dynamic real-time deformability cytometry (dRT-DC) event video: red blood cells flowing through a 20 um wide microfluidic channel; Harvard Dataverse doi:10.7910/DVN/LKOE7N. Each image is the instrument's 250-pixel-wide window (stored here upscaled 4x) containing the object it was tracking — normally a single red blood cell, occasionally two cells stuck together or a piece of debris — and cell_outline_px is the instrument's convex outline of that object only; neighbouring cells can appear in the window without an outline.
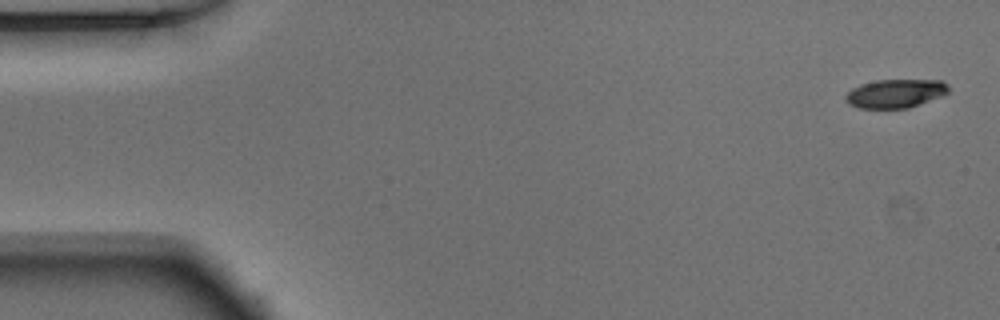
{"species": "Egyptian fruit bat (a non-hibernating species)", "species_latin": "Rousettus aegyptiacus", "temperature_condition": "warm", "stored_images_in_passage": 51, "camera_frame_rate_fps": 3000, "um_per_image_px": 0.085, "animal": {"sex": "male"}, "frame": {"image": 1, "passage_image": 1, "time_ms": 0.0, "image_size_px": [1000, 320], "cell_outline_px": [[948, 92], [940, 96], [908, 108], [860, 108], [848, 104], [844, 100], [844, 96], [852, 88], [860, 84], [876, 80], [944, 80], [948, 84]], "centroid_in_image_um": [76.08, 7.94], "position_along_channel_um": 8.9, "area_um2": 17.17}}
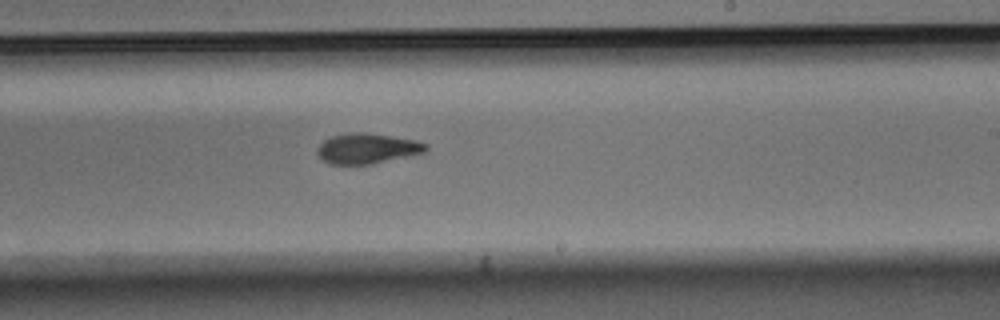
{"frame": {"image": 2, "passage_image": 30, "time_ms": 9.667, "image_size_px": [1000, 320], "cell_outline_px": [[428, 148], [424, 152], [372, 164], [328, 164], [316, 152], [320, 144], [324, 140], [332, 136], [348, 132], [368, 132], [416, 140], [428, 144]], "centroid_in_image_um": [31.21, 12.61], "position_along_channel_um": 257.8, "area_um2": 19.13}}
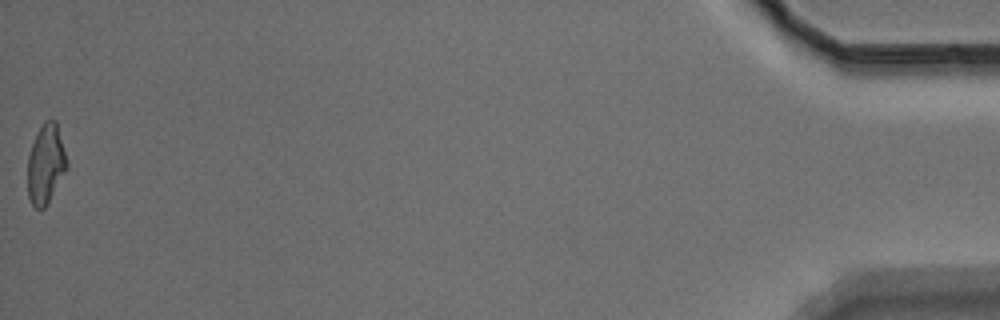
{"frame": {"image": 3, "passage_image": 51, "time_ms": 16.667, "image_size_px": [1000, 320], "cell_outline_px": [[68, 168], [44, 208], [36, 208], [32, 204], [28, 196], [28, 156], [32, 144], [44, 120], [56, 120], [68, 164]], "centroid_in_image_um": [3.9, 13.94], "position_along_channel_um": 431.3, "area_um2": 17.86}, "authors_computed_cell_mechanics": {"area_um2": 18.9584, "velocity_mm_per_s": 3.9073, "shape_relaxation_time_tau1_ms": 4.6256, "shape_relaxation_time_tau2_ms": 3.7144, "deformation_change_tau1": 0.1854, "deformation_change_tau2": 0.1174}}